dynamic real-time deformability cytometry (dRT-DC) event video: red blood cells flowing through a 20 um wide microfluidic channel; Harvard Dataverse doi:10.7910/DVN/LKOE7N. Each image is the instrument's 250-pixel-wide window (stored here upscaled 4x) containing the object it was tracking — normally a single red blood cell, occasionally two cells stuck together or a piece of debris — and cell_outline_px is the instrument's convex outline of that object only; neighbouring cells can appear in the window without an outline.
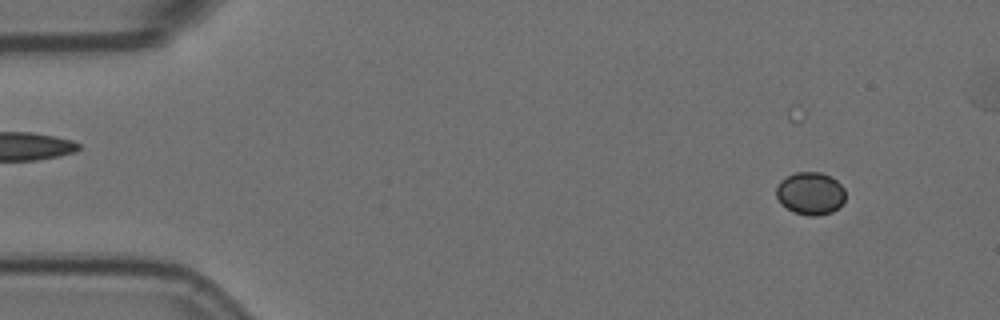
{"species": "Egyptian fruit bat (a non-hibernating species)", "species_latin": "Rousettus aegyptiacus", "temperature_condition": "room temperature", "stored_images_in_passage": 6, "segment_of_instrument_passage": [1, 2], "camera_frame_rate_fps": 3000, "um_per_image_px": 0.085, "animal": {"sex": "female"}, "frame": {"image": 1, "passage_image": 2, "time_ms": 0.333, "image_size_px": [1000, 320], "cell_outline_px": [[844, 200], [832, 212], [820, 216], [808, 216], [792, 212], [780, 204], [776, 196], [776, 188], [780, 180], [796, 172], [820, 172], [832, 176], [844, 188]], "centroid_in_image_um": [68.85, 16.45], "position_along_channel_um": 16.1, "area_um2": 17.34}}
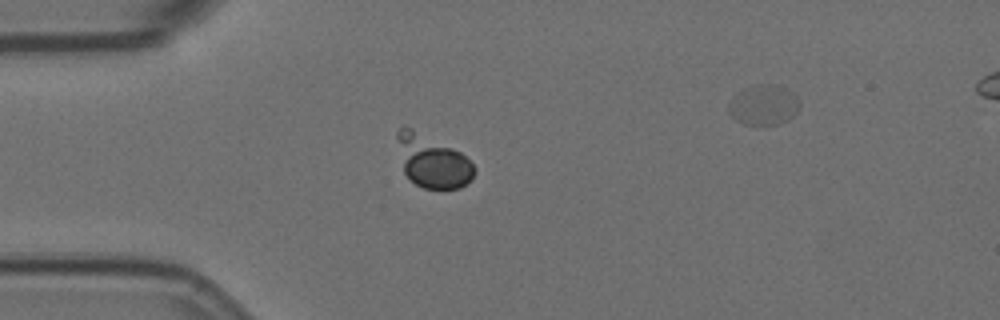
{"frame": {"image": 2, "passage_image": 5, "time_ms": 1.333, "image_size_px": [1000, 320], "cell_outline_px": [[476, 172], [460, 188], [424, 188], [416, 184], [404, 172], [396, 136], [396, 132], [400, 128], [412, 128], [460, 152], [476, 168]], "centroid_in_image_um": [36.74, 13.71], "position_along_channel_um": 48.3, "area_um2": 22.89}}